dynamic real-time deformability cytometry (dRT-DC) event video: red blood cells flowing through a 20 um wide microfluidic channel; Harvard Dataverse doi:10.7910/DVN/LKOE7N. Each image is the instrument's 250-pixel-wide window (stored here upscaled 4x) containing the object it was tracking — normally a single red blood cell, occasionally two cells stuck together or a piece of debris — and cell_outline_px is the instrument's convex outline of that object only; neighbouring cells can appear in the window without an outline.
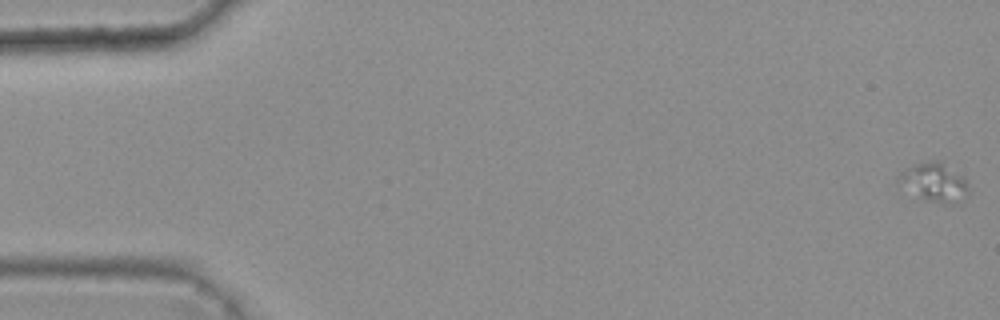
{"species": "common noctule bat (a hibernating species)", "species_latin": "Nyctalus noctula", "temperature_condition": "warm", "stored_images_in_passage": 48, "camera_frame_rate_fps": 3000, "um_per_image_px": 0.085, "animal": {"sex": "female", "body_mass_g": 25.1}, "frame": {"image": 1, "passage_image": 1, "time_ms": 0.0, "image_size_px": [1000, 320], "cell_outline_px": [[968, 192], [964, 200], [920, 200], [896, 180], [900, 172], [916, 164], [928, 160], [940, 160], [964, 176], [968, 184]], "centroid_in_image_um": [79.4, 15.43], "position_along_channel_um": 5.6, "area_um2": 15.43}}